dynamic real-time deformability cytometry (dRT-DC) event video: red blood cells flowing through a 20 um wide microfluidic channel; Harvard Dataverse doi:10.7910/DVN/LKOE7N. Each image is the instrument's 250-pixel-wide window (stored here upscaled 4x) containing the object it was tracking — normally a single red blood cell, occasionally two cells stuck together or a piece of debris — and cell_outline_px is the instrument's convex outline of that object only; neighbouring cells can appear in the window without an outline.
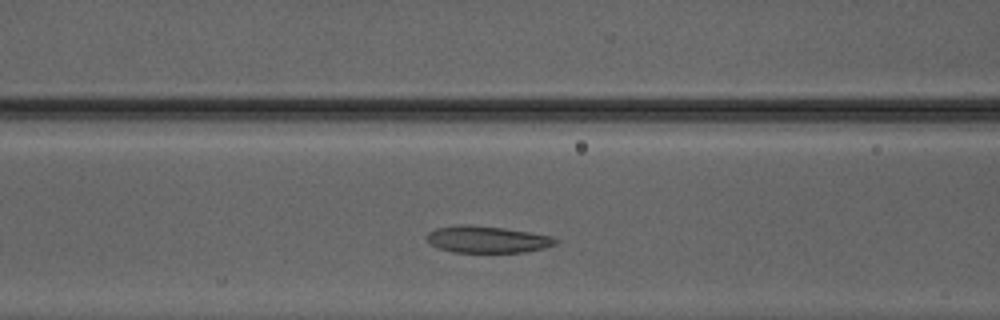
{"species": "Egyptian fruit bat (a non-hibernating species)", "species_latin": "Rousettus aegyptiacus", "temperature_condition": "warm", "stored_images_in_passage": 30, "camera_frame_rate_fps": 3000, "um_per_image_px": 0.085, "animal": {"sex": "male"}, "frame": {"image": 1, "passage_image": 7, "time_ms": 2.0, "image_size_px": [1000, 320], "cell_outline_px": [[560, 240], [556, 244], [544, 248], [524, 252], [452, 252], [436, 248], [428, 240], [428, 232], [436, 228], [460, 224], [468, 224], [504, 228], [552, 236]], "centroid_in_image_um": [41.42, 20.35], "position_along_channel_um": 125.2, "area_um2": 20.11}}
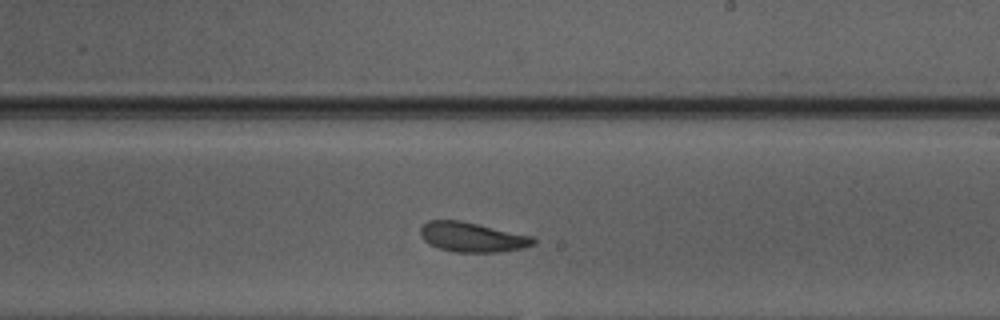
{"frame": {"image": 2, "passage_image": 16, "time_ms": 5.0, "image_size_px": [1000, 320], "cell_outline_px": [[536, 244], [520, 248], [500, 252], [456, 252], [440, 248], [428, 244], [420, 236], [420, 228], [428, 220], [460, 220], [532, 236], [536, 240]], "centroid_in_image_um": [40.11, 20.15], "position_along_channel_um": 248.9, "area_um2": 19.48}}
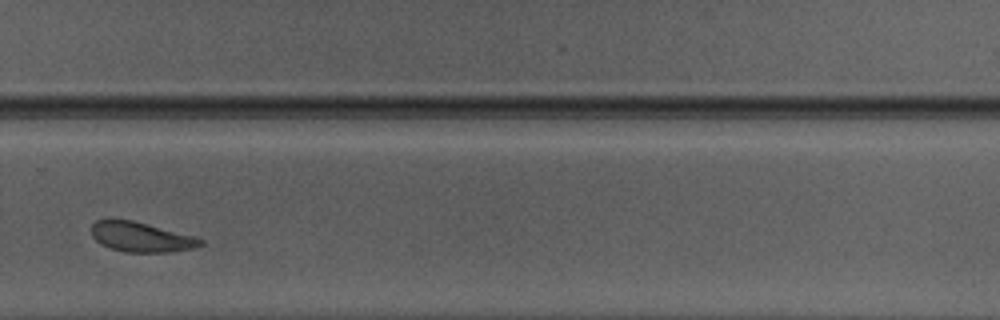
{"frame": {"image": 3, "passage_image": 21, "time_ms": 6.667, "image_size_px": [1000, 320], "cell_outline_px": [[204, 244], [196, 248], [168, 252], [124, 252], [108, 248], [100, 244], [92, 236], [92, 224], [96, 220], [132, 220], [196, 236], [204, 240]], "centroid_in_image_um": [12.03, 20.16], "position_along_channel_um": 317.8, "area_um2": 19.07}, "authors_computed_cell_mechanics": {"area_um2": 19.3919, "velocity_mm_per_s": 4.1358, "shape_relaxation_time_tau1_ms": 5.1769, "shape_relaxation_time_tau2_ms": 2.5993, "deformation_change_tau1": 0.1196, "deformation_change_tau2": 0.0763}}